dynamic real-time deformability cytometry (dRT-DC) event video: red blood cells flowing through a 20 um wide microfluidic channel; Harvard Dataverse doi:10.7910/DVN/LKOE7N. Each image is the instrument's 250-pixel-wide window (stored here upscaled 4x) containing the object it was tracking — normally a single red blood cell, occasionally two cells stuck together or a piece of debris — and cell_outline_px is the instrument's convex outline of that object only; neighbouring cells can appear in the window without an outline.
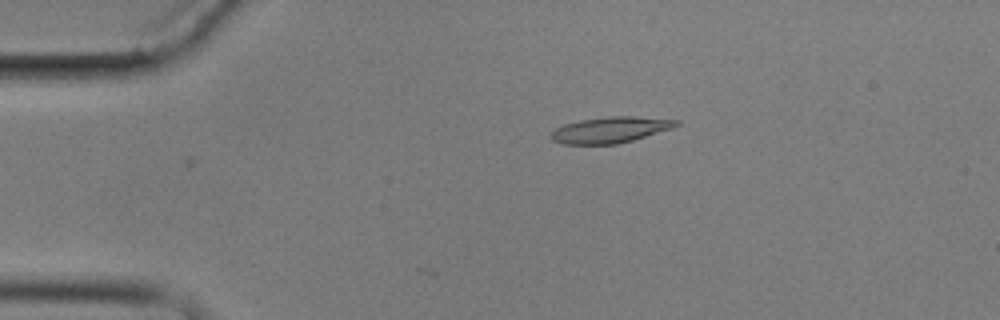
{"species": "common noctule bat (a hibernating species)", "species_latin": "Nyctalus noctula", "temperature_condition": "cold", "stored_images_in_passage": 2, "camera_frame_rate_fps": 3000, "um_per_image_px": 0.085, "animal": {"sex": "male", "body_mass_g": 17.9}, "frame": {"image": 1, "passage_image": 2, "time_ms": 1.333, "image_size_px": [1000, 320], "cell_outline_px": [[680, 124], [672, 128], [632, 140], [616, 144], [564, 144], [552, 140], [552, 132], [556, 128], [564, 124], [580, 120], [608, 116], [636, 116], [680, 120]], "centroid_in_image_um": [51.9, 11.02], "position_along_channel_um": 33.1, "area_um2": 18.84}}